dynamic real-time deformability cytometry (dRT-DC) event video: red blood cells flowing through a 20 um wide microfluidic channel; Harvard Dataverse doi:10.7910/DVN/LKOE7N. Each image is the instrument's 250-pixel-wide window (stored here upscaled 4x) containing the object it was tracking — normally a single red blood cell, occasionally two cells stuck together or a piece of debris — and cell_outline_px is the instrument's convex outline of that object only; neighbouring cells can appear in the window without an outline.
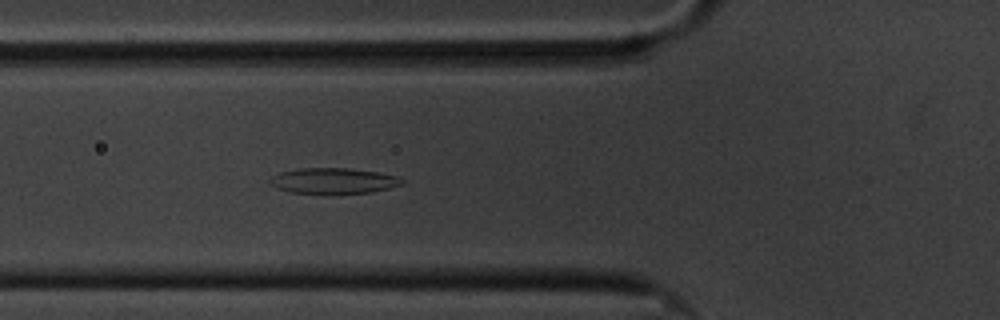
{"species": "common noctule bat (a hibernating species)", "species_latin": "Nyctalus noctula", "temperature_condition": "cold", "stored_images_in_passage": 48, "camera_frame_rate_fps": 3000, "um_per_image_px": 0.085, "animal": {"sex": "male", "body_mass_g": 20.1, "forearm_length_mm": 53.5}, "frame": {"image": 1, "passage_image": 9, "time_ms": 2.667, "image_size_px": [1000, 320], "cell_outline_px": [[404, 184], [372, 192], [288, 192], [276, 188], [268, 180], [272, 176], [280, 172], [296, 168], [348, 168], [376, 172], [396, 176], [404, 180]], "centroid_in_image_um": [28.32, 15.34], "position_along_channel_um": 97.5, "area_um2": 19.31}}
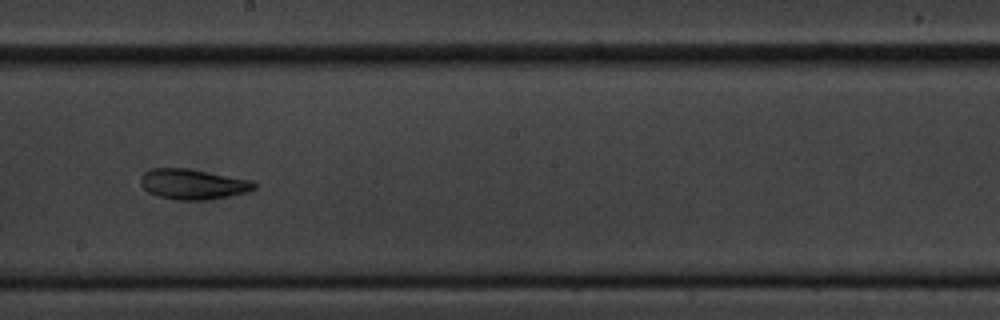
{"frame": {"image": 2, "passage_image": 21, "time_ms": 6.667, "image_size_px": [1000, 320], "cell_outline_px": [[256, 188], [248, 192], [208, 200], [176, 200], [156, 196], [148, 192], [140, 184], [140, 176], [144, 172], [152, 168], [188, 168], [252, 180], [256, 184]], "centroid_in_image_um": [16.38, 15.66], "position_along_channel_um": 231.8, "area_um2": 20.29}}
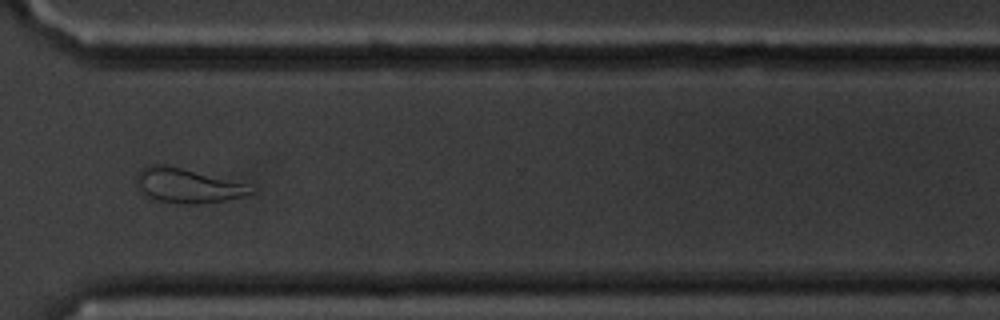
{"frame": {"image": 3, "passage_image": 32, "time_ms": 10.333, "image_size_px": [1000, 320], "cell_outline_px": [[256, 192], [244, 196], [224, 200], [200, 204], [180, 204], [160, 200], [144, 196], [140, 192], [136, 180], [136, 172], [140, 168], [148, 164], [164, 164], [244, 184]], "centroid_in_image_um": [15.83, 15.78], "position_along_channel_um": 354.8, "area_um2": 22.66}, "authors_computed_cell_mechanics": {"area_um2": 20.6346, "velocity_mm_per_s": 3.3458, "shape_relaxation_time_tau1_ms": 7.4217, "shape_relaxation_time_tau2_ms": 4.5284, "deformation_change_tau1": 0.1664, "deformation_change_tau2": 0.1276}}